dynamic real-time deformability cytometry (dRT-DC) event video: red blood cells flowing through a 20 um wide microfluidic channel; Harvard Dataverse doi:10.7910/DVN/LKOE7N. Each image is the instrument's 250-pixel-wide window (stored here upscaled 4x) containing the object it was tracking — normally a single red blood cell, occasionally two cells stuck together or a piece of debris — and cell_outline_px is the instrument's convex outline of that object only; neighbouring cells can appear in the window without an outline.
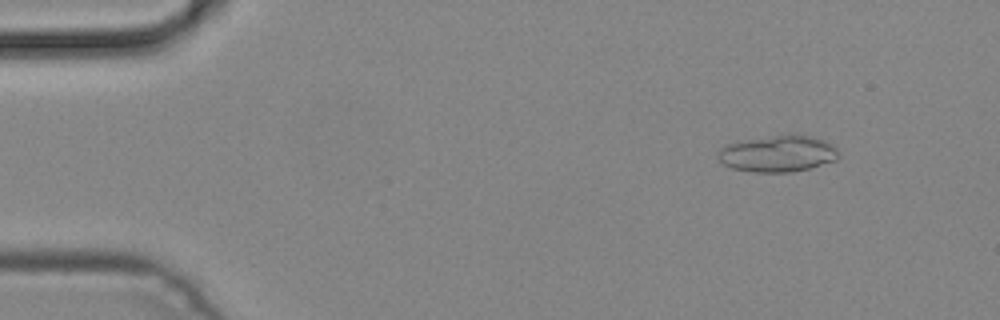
{"species": "common noctule bat (a hibernating species)", "species_latin": "Nyctalus noctula", "temperature_condition": "cold", "stored_images_in_passage": 44, "camera_frame_rate_fps": 3000, "um_per_image_px": 0.085, "animal": {"sex": "male", "body_mass_g": 19.2, "forearm_length_mm": 51.8}, "frame": {"image": 1, "passage_image": 2, "time_ms": 0.333, "image_size_px": [1000, 320], "cell_outline_px": [[840, 156], [836, 160], [808, 168], [792, 172], [752, 172], [732, 168], [724, 164], [716, 156], [720, 148], [728, 144], [744, 140], [788, 132], [792, 132], [824, 140], [836, 148]], "centroid_in_image_um": [66.11, 13.04], "position_along_channel_um": 18.9, "area_um2": 25.89}}
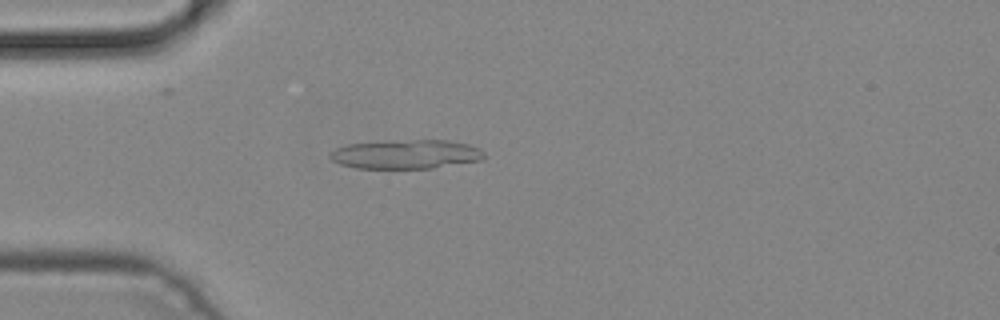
{"frame": {"image": 2, "passage_image": 10, "time_ms": 3.0, "image_size_px": [1000, 320], "cell_outline_px": [[484, 156], [480, 160], [432, 168], [356, 168], [340, 164], [332, 160], [328, 156], [336, 148], [348, 144], [412, 140], [448, 140], [468, 144], [480, 148], [484, 152]], "centroid_in_image_um": [34.52, 13.11], "position_along_channel_um": 50.5, "area_um2": 25.78}}